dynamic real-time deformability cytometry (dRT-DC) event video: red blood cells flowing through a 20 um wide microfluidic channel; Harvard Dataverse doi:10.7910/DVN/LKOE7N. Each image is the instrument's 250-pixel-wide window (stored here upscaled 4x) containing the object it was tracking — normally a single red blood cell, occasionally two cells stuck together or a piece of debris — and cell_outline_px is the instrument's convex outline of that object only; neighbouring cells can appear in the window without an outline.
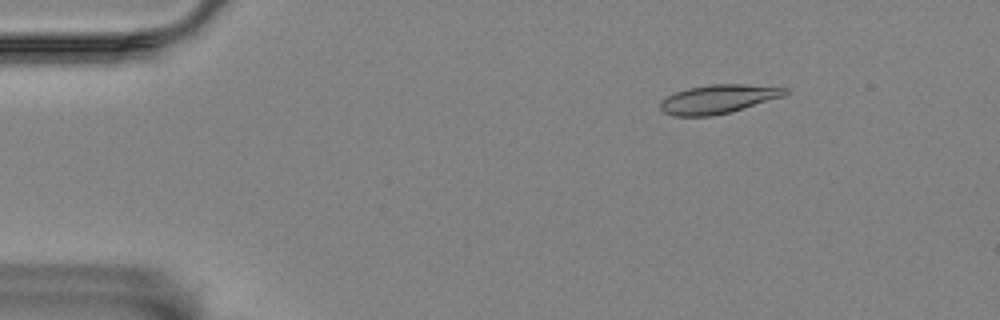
{"species": "Egyptian fruit bat (a non-hibernating species)", "species_latin": "Rousettus aegyptiacus", "temperature_condition": "room temperature", "stored_images_in_passage": 52, "camera_frame_rate_fps": 3000, "um_per_image_px": 0.085, "animal": {"sex": "female"}, "frame": {"image": 1, "passage_image": 3, "time_ms": 0.667, "image_size_px": [1000, 320], "cell_outline_px": [[792, 92], [784, 96], [732, 112], [712, 116], [672, 116], [664, 112], [660, 108], [660, 100], [676, 92], [688, 88], [712, 84], [744, 84], [788, 88]], "centroid_in_image_um": [61.08, 8.42], "position_along_channel_um": 23.9, "area_um2": 21.1}}
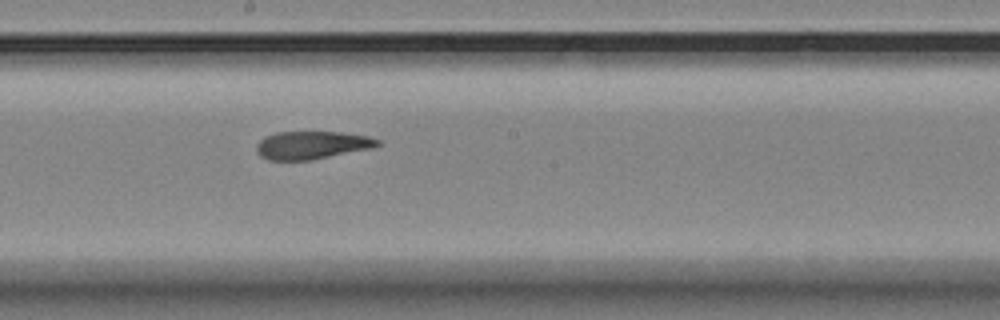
{"frame": {"image": 2, "passage_image": 26, "time_ms": 8.333, "image_size_px": [1000, 320], "cell_outline_px": [[384, 144], [372, 148], [308, 160], [268, 160], [260, 156], [256, 152], [256, 144], [264, 136], [276, 132], [340, 132], [368, 136], [380, 140]], "centroid_in_image_um": [26.5, 12.33], "position_along_channel_um": 221.7, "area_um2": 19.77}}
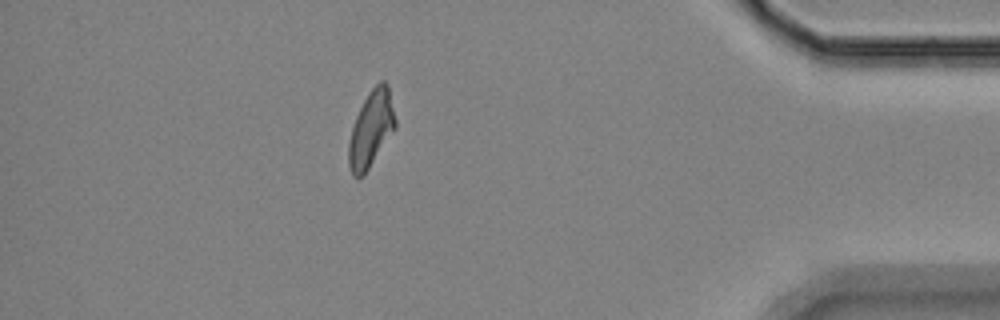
{"frame": {"image": 3, "passage_image": 45, "time_ms": 14.667, "image_size_px": [1000, 320], "cell_outline_px": [[396, 128], [364, 176], [352, 176], [348, 164], [348, 144], [352, 128], [356, 116], [368, 92], [380, 80], [384, 80], [388, 84], [396, 120]], "centroid_in_image_um": [31.55, 10.97], "position_along_channel_um": 403.6, "area_um2": 20.81}, "authors_computed_cell_mechanics": {"area_um2": 20.7791, "velocity_mm_per_s": 3.5199, "shape_relaxation_time_tau1_ms": null, "shape_relaxation_time_tau2_ms": 2.5128, "deformation_change_tau1": null, "deformation_change_tau2": 0.107}}